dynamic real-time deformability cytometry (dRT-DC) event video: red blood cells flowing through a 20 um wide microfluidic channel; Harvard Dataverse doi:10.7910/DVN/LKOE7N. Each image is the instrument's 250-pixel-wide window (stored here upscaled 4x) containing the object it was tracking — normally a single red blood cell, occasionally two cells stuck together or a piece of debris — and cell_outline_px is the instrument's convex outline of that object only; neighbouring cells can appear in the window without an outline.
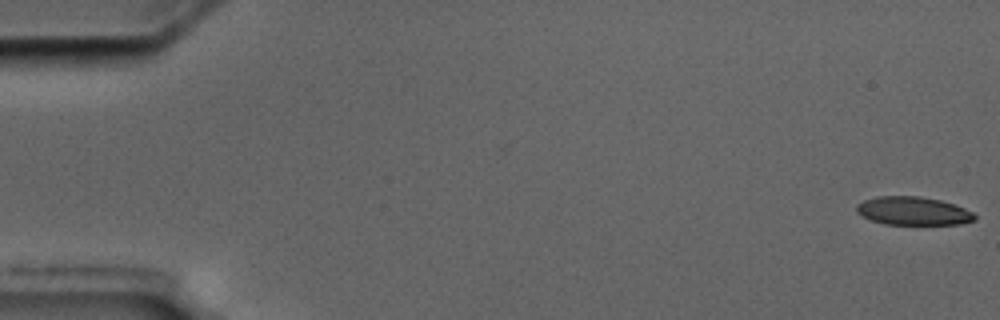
{"species": "common noctule bat (a hibernating species)", "species_latin": "Nyctalus noctula", "temperature_condition": "cold", "stored_images_in_passage": 2, "camera_frame_rate_fps": 3000, "um_per_image_px": 0.085, "animal": {"sex": "male", "body_mass_g": 17.5, "forearm_length_mm": 52.3}, "frame": {"image": 1, "passage_image": 1, "time_ms": 0.0, "image_size_px": [1000, 320], "cell_outline_px": [[976, 220], [960, 224], [884, 224], [872, 220], [856, 212], [856, 204], [864, 200], [880, 196], [920, 196], [940, 200], [964, 208], [972, 212], [976, 216]], "centroid_in_image_um": [77.61, 17.93], "position_along_channel_um": 7.4, "area_um2": 19.36}}